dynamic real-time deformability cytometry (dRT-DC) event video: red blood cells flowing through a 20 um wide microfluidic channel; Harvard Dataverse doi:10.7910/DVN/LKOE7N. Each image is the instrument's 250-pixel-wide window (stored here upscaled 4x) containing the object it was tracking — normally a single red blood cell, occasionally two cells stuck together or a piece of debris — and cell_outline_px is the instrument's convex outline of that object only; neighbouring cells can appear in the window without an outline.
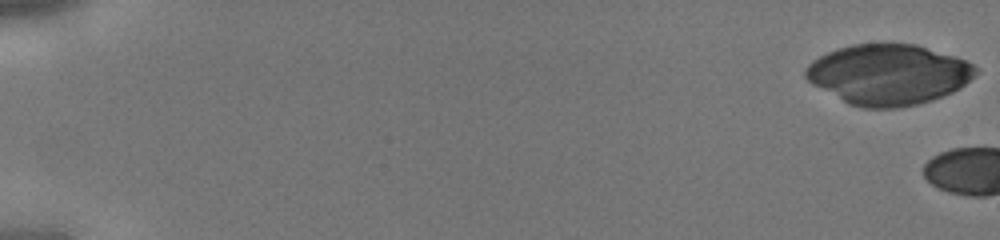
{"species": "human", "species_latin": "Homo sapiens", "temperature_condition": "cold", "stored_images_in_passage": 5, "camera_frame_rate_fps": 3000, "um_per_image_px": 0.085, "donor": {"sex": "male"}, "frame": {"image": 1, "passage_image": 1, "time_ms": 0.0, "image_size_px": [1000, 240], "cell_outline_px": [[976, 72], [960, 88], [952, 92], [932, 100], [900, 108], [864, 108], [848, 104], [812, 84], [804, 76], [804, 68], [812, 60], [836, 48], [852, 44], [916, 44], [956, 56], [972, 64], [976, 68]], "centroid_in_image_um": [75.47, 6.33], "position_along_channel_um": 9.5, "area_um2": 59.77}}